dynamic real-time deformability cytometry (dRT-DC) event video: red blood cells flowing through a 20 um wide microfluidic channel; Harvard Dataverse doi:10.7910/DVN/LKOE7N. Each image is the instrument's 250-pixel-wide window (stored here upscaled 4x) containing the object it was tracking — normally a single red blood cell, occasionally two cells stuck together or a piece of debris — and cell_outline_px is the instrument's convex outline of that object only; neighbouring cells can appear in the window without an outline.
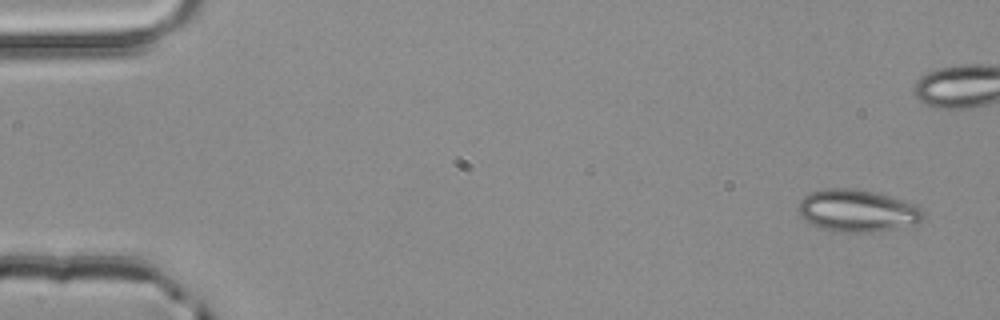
{"species": "common noctule bat (a hibernating species)", "species_latin": "Nyctalus noctula", "temperature_condition": "room temperature", "stored_images_in_passage": 5, "camera_frame_rate_fps": 3000, "um_per_image_px": 0.085, "animal": {"sex": "male", "body_mass_g": 20.4}, "frame": {"image": 1, "passage_image": 1, "time_ms": 0.0, "image_size_px": [1000, 320], "cell_outline_px": [[924, 220], [916, 224], [896, 228], [872, 232], [848, 232], [820, 228], [804, 220], [800, 216], [796, 208], [800, 200], [804, 196], [812, 192], [824, 188], [852, 188], [872, 192], [904, 200], [916, 204], [924, 212]], "centroid_in_image_um": [72.86, 17.91], "position_along_channel_um": 12.1, "area_um2": 30.81}}